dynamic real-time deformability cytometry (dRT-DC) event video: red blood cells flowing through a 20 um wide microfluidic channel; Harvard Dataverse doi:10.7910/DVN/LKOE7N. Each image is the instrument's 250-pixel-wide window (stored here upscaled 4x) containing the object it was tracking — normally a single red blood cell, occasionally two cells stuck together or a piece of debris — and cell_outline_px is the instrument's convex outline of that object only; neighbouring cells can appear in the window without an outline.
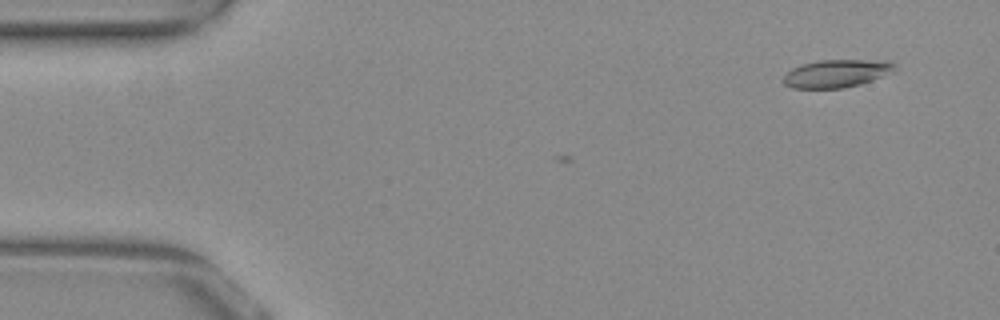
{"species": "common noctule bat (a hibernating species)", "species_latin": "Nyctalus noctula", "temperature_condition": "warm", "stored_images_in_passage": 4, "camera_frame_rate_fps": 3000, "um_per_image_px": 0.085, "animal": {"sex": "female", "body_mass_g": 29.2, "forearm_length_mm": 56.3}, "frame": {"image": 1, "passage_image": 4, "time_ms": 1.0, "image_size_px": [1000, 320], "cell_outline_px": [[896, 64], [892, 72], [872, 80], [860, 84], [844, 88], [792, 88], [784, 84], [784, 76], [792, 68], [800, 64], [820, 60], [888, 60]], "centroid_in_image_um": [71.11, 6.24], "position_along_channel_um": 13.9, "area_um2": 18.03}}